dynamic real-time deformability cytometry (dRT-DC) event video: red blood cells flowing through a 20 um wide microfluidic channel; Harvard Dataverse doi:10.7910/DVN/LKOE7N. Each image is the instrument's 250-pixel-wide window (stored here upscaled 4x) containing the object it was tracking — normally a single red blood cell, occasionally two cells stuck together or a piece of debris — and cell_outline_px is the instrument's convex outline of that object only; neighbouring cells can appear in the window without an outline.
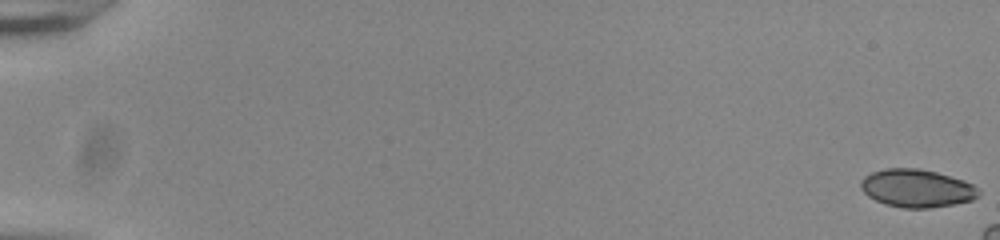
{"species": "common noctule bat (a hibernating species)", "species_latin": "Nyctalus noctula", "temperature_condition": "room temperature", "stored_images_in_passage": 13, "camera_frame_rate_fps": 3000, "um_per_image_px": 0.085, "animal": {"sex": "male", "body_mass_g": 20.0, "forearm_length_mm": 53.3}, "frame": {"image": 1, "passage_image": 1, "time_ms": 0.0, "image_size_px": [1000, 240], "cell_outline_px": [[980, 196], [972, 200], [952, 204], [928, 208], [904, 208], [884, 204], [868, 196], [860, 188], [860, 180], [864, 176], [872, 172], [884, 168], [920, 168], [936, 172], [964, 180], [980, 188]], "centroid_in_image_um": [77.92, 15.99], "position_along_channel_um": 7.1, "area_um2": 26.24}}